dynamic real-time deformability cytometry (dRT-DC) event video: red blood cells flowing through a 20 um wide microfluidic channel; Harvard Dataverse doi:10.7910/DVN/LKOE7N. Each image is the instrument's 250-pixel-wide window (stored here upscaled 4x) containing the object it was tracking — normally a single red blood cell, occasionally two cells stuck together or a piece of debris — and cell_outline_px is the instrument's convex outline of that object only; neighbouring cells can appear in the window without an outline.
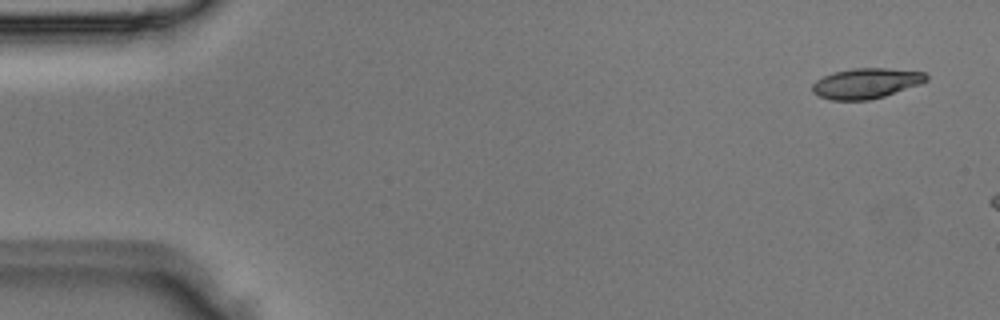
{"species": "Egyptian fruit bat (a non-hibernating species)", "species_latin": "Rousettus aegyptiacus", "temperature_condition": "room temperature", "stored_images_in_passage": 3, "camera_frame_rate_fps": 3000, "um_per_image_px": 0.085, "animal": {"sex": "male"}, "frame": {"image": 1, "passage_image": 1, "time_ms": 0.0, "image_size_px": [1000, 320], "cell_outline_px": [[928, 80], [920, 84], [884, 96], [868, 100], [832, 100], [820, 96], [812, 92], [812, 84], [816, 80], [824, 76], [836, 72], [852, 68], [888, 68], [924, 72], [928, 76]], "centroid_in_image_um": [73.63, 7.08], "position_along_channel_um": 11.4, "area_um2": 20.0}}